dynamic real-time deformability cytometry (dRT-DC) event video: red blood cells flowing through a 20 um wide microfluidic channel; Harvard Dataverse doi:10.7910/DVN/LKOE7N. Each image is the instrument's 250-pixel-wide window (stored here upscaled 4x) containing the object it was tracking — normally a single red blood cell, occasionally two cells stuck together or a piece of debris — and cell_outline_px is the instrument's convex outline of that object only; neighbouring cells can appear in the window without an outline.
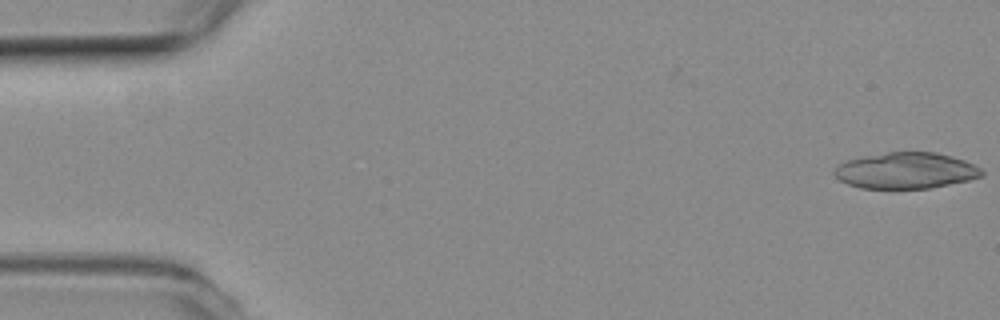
{"species": "common noctule bat (a hibernating species)", "species_latin": "Nyctalus noctula", "temperature_condition": "room temperature", "stored_images_in_passage": 2, "camera_frame_rate_fps": 3000, "um_per_image_px": 0.085, "animal": {"sex": "female", "body_mass_g": 19.3, "forearm_length_mm": 54.1}, "frame": {"image": 1, "passage_image": 2, "time_ms": 0.333, "image_size_px": [1000, 320], "cell_outline_px": [[984, 176], [968, 180], [932, 188], [860, 188], [848, 184], [840, 180], [832, 172], [844, 160], [864, 156], [888, 152], [936, 152], [952, 156], [964, 160], [980, 168], [984, 172]], "centroid_in_image_um": [77.0, 14.5], "position_along_channel_um": 8.0, "area_um2": 31.04}}